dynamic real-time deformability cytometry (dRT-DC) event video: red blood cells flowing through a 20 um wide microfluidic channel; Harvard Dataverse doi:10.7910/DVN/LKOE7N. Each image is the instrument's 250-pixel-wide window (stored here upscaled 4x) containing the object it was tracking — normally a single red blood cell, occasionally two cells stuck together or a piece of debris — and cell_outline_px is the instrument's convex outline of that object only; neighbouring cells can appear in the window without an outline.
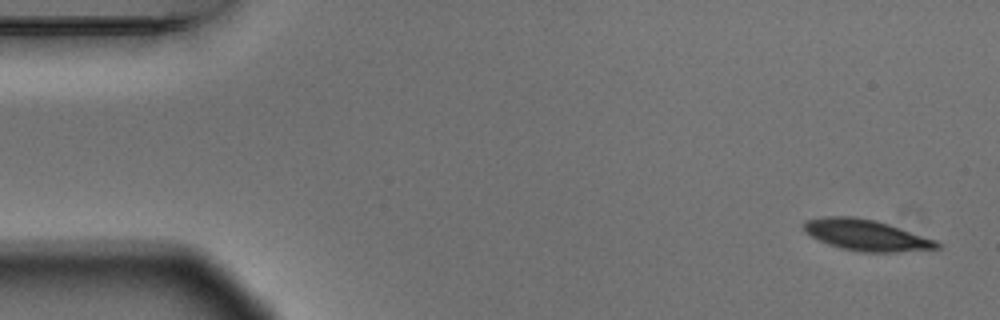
{"species": "Egyptian fruit bat (a non-hibernating species)", "species_latin": "Rousettus aegyptiacus", "temperature_condition": "warm", "stored_images_in_passage": 5, "camera_frame_rate_fps": 3000, "um_per_image_px": 0.085, "animal": {"sex": "male"}, "frame": {"image": 1, "passage_image": 1, "time_ms": 0.0, "image_size_px": [1000, 320], "cell_outline_px": [[940, 248], [896, 252], [864, 252], [840, 248], [828, 244], [804, 232], [804, 224], [808, 220], [824, 216], [852, 216], [876, 220], [936, 240], [940, 244]], "centroid_in_image_um": [73.63, 19.98], "position_along_channel_um": 11.4, "area_um2": 23.87}}